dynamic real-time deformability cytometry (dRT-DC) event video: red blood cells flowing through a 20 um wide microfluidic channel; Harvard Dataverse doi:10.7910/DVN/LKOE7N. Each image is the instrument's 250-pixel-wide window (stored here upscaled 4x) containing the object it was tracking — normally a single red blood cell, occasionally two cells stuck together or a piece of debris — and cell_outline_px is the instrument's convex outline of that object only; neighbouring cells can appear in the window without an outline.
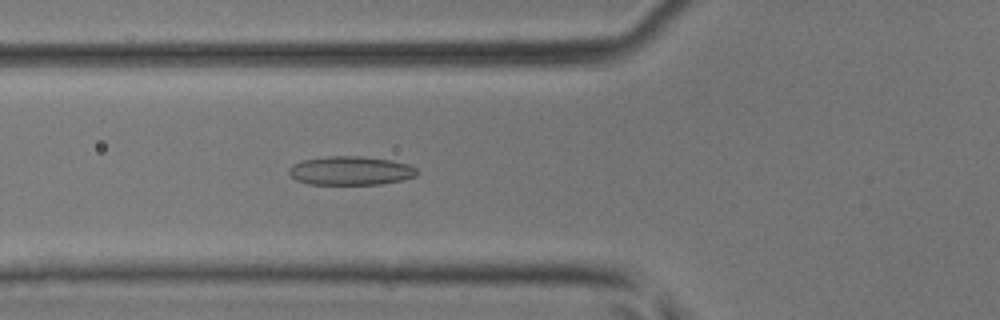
{"species": "common noctule bat (a hibernating species)", "species_latin": "Nyctalus noctula", "temperature_condition": "room temperature", "stored_images_in_passage": 47, "camera_frame_rate_fps": 3000, "um_per_image_px": 0.085, "animal": {"sex": "male", "body_mass_g": 17.9, "forearm_length_mm": 54.2}, "frame": {"image": 1, "passage_image": 18, "time_ms": 5.667, "image_size_px": [1000, 320], "cell_outline_px": [[420, 172], [416, 176], [400, 180], [380, 184], [308, 184], [296, 180], [288, 172], [288, 168], [292, 164], [304, 160], [328, 156], [360, 156], [392, 160], [408, 164], [416, 168]], "centroid_in_image_um": [29.81, 14.5], "position_along_channel_um": 96.0, "area_um2": 21.5}}
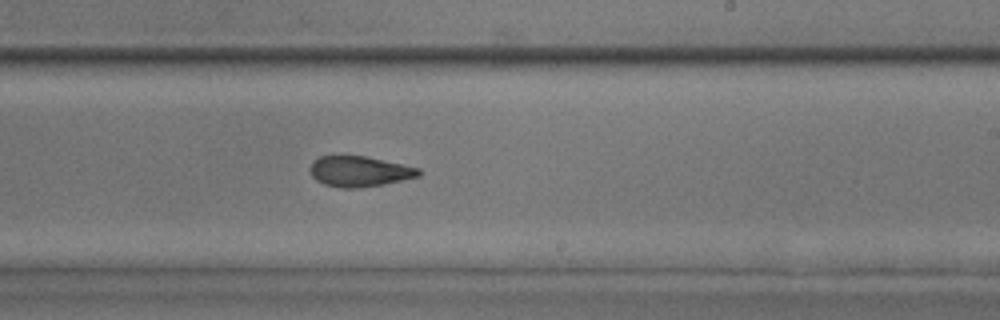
{"frame": {"image": 2, "passage_image": 29, "time_ms": 9.333, "image_size_px": [1000, 320], "cell_outline_px": [[420, 176], [384, 184], [360, 188], [340, 188], [324, 184], [316, 180], [312, 176], [308, 168], [312, 160], [320, 156], [364, 156], [420, 168]], "centroid_in_image_um": [30.51, 14.57], "position_along_channel_um": 258.5, "area_um2": 19.36}}
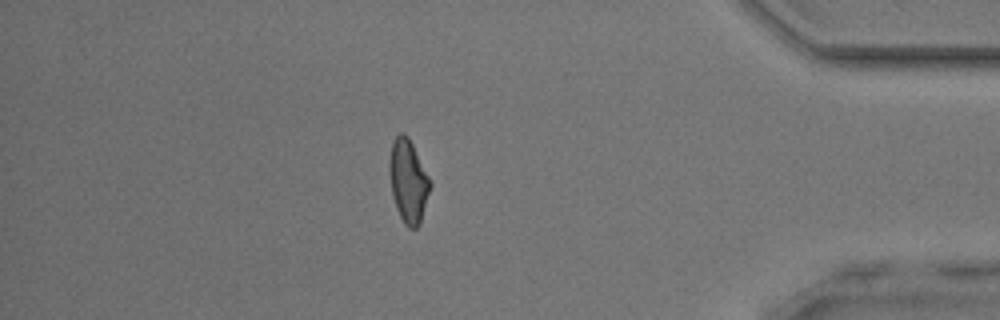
{"frame": {"image": 3, "passage_image": 41, "time_ms": 13.333, "image_size_px": [1000, 320], "cell_outline_px": [[432, 184], [420, 224], [416, 228], [408, 228], [404, 224], [396, 208], [392, 196], [388, 168], [388, 164], [392, 140], [400, 132], [404, 132], [408, 136], [432, 180]], "centroid_in_image_um": [34.7, 15.37], "position_along_channel_um": 400.5, "area_um2": 20.17}}